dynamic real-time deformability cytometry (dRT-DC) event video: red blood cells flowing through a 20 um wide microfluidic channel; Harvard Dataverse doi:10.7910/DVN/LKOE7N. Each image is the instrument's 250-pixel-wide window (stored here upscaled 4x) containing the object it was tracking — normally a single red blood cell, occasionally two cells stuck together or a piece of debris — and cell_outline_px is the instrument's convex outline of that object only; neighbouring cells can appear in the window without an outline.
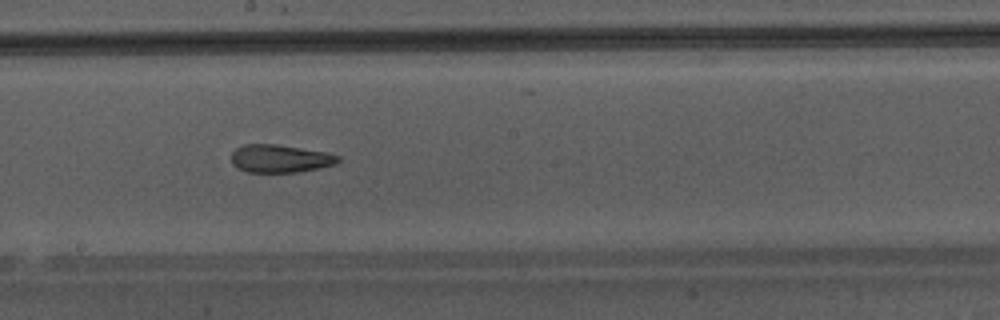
{"species": "Egyptian fruit bat (a non-hibernating species)", "species_latin": "Rousettus aegyptiacus", "temperature_condition": "warm", "stored_images_in_passage": 48, "camera_frame_rate_fps": 3000, "um_per_image_px": 0.085, "animal": {"sex": "male"}, "frame": {"image": 1, "passage_image": 28, "time_ms": 9.0, "image_size_px": [1000, 320], "cell_outline_px": [[340, 160], [336, 164], [320, 168], [296, 172], [248, 172], [232, 164], [232, 152], [236, 148], [244, 144], [276, 144], [328, 152], [340, 156]], "centroid_in_image_um": [23.84, 13.47], "position_along_channel_um": 224.4, "area_um2": 17.4}}
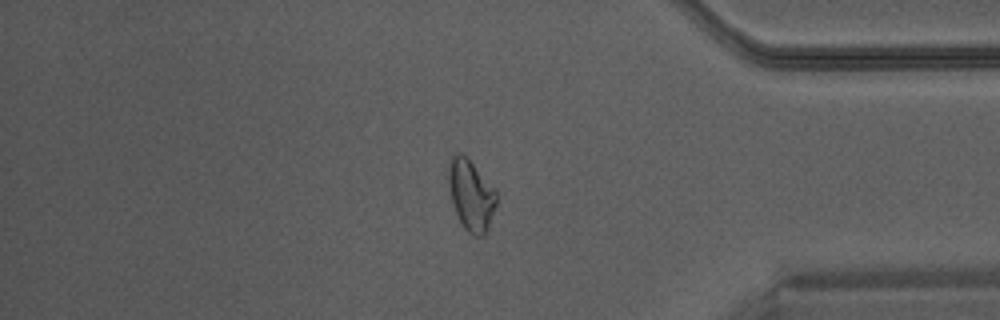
{"frame": {"image": 2, "passage_image": 41, "time_ms": 13.333, "image_size_px": [1000, 320], "cell_outline_px": [[496, 204], [488, 228], [480, 236], [472, 236], [464, 228], [452, 204], [448, 184], [448, 168], [452, 156], [460, 152], [496, 188]], "centroid_in_image_um": [40.03, 16.59], "position_along_channel_um": 395.2, "area_um2": 19.48}}